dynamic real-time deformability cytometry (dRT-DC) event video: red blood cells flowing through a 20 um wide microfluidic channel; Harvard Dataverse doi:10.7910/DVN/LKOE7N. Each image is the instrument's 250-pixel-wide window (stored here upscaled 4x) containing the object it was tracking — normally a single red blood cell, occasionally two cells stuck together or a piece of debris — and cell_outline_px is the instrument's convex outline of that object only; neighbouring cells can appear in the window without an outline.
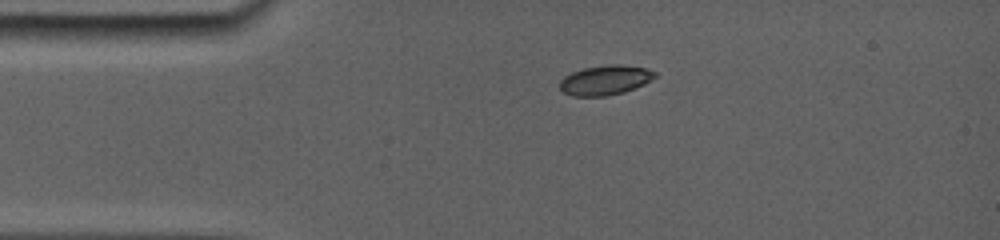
{"species": "common noctule bat (a hibernating species)", "species_latin": "Nyctalus noctula", "temperature_condition": "room temperature", "stored_images_in_passage": 25, "camera_frame_rate_fps": 5000, "um_per_image_px": 0.085, "animal": {"sex": "female", "body_mass_g": 19.0, "forearm_length_mm": 56.7}, "frame": {"image": 1, "passage_image": 1, "time_ms": 0.0, "image_size_px": [1000, 240], "cell_outline_px": [[656, 76], [652, 80], [644, 84], [624, 92], [608, 96], [572, 96], [564, 92], [560, 88], [560, 80], [564, 76], [572, 72], [584, 68], [608, 64], [620, 64], [644, 68], [656, 72]], "centroid_in_image_um": [51.44, 6.81], "position_along_channel_um": 33.6, "area_um2": 16.47}}
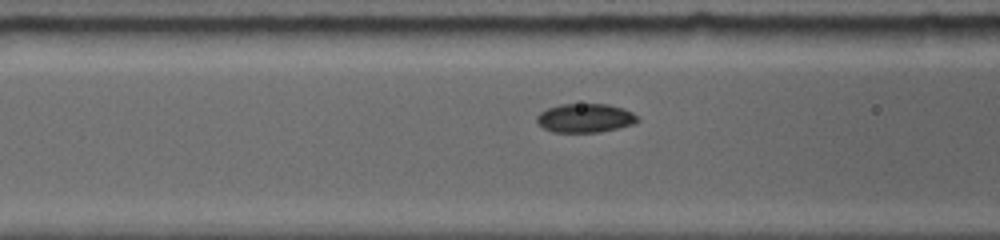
{"frame": {"image": 2, "passage_image": 11, "time_ms": 3.0, "image_size_px": [1000, 240], "cell_outline_px": [[640, 120], [632, 124], [616, 128], [596, 132], [556, 132], [544, 128], [536, 120], [536, 116], [540, 112], [548, 108], [560, 104], [608, 104], [624, 108], [632, 112]], "centroid_in_image_um": [49.73, 10.02], "position_along_channel_um": 116.9, "area_um2": 16.76}}
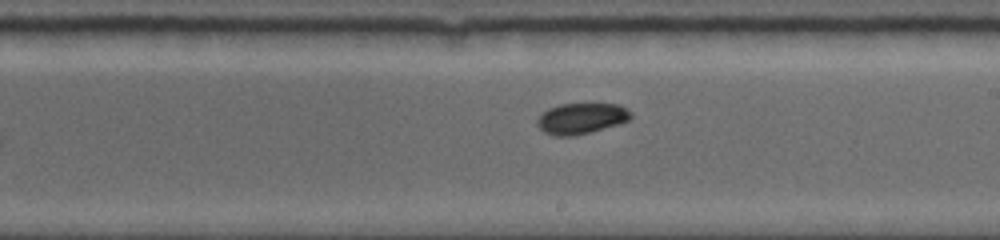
{"frame": {"image": 3, "passage_image": 22, "time_ms": 6.2, "image_size_px": [1000, 240], "cell_outline_px": [[632, 116], [628, 120], [616, 124], [588, 132], [572, 136], [556, 136], [544, 132], [536, 124], [536, 120], [548, 108], [560, 104], [620, 104], [628, 108], [632, 112]], "centroid_in_image_um": [49.41, 10.05], "position_along_channel_um": 239.6, "area_um2": 16.65}}